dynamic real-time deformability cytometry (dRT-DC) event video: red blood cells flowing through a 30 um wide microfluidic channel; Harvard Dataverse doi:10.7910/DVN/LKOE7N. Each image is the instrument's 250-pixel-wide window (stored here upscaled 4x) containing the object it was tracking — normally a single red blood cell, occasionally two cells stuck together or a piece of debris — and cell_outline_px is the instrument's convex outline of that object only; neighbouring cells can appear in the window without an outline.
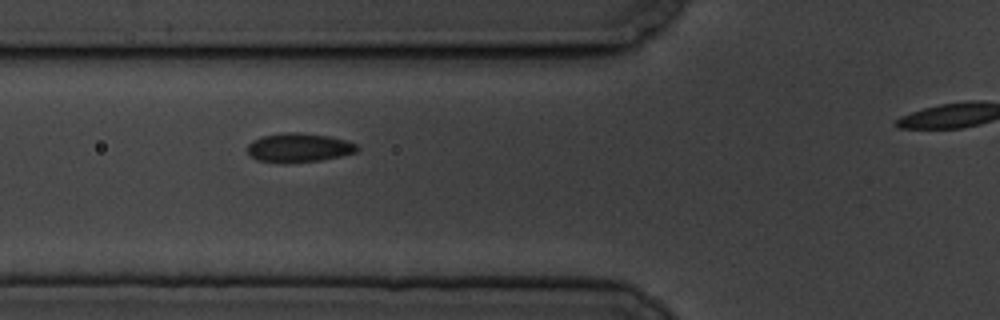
{"species": "common noctule bat (a hibernating species)", "species_latin": "Nyctalus noctula", "temperature_condition": "cold", "stored_images_in_passage": 7, "segment_of_instrument_passage": [1, 2], "camera_frame_rate_fps": 3000, "um_per_image_px": 0.085, "animal": {"sex": "male", "body_mass_g": 19.5, "forearm_length_mm": 54.6}, "frame": {"image": 1, "passage_image": 5, "time_ms": 5.333, "image_size_px": [1000, 320], "cell_outline_px": [[360, 148], [356, 152], [340, 156], [320, 160], [284, 164], [280, 164], [256, 160], [248, 152], [248, 144], [252, 140], [264, 136], [284, 132], [300, 132], [328, 136], [344, 140], [356, 144]], "centroid_in_image_um": [25.38, 12.56], "position_along_channel_um": 100.4, "area_um2": 18.67}}
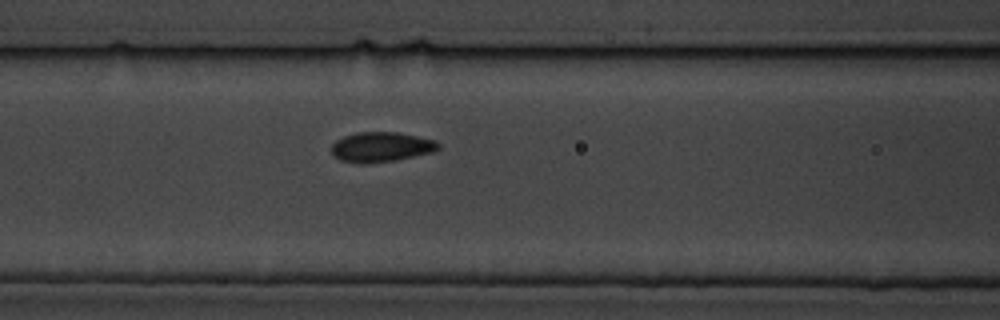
{"frame": {"image": 2, "passage_image": 6, "time_ms": 6.333, "image_size_px": [1000, 320], "cell_outline_px": [[440, 148], [436, 152], [396, 160], [368, 164], [360, 164], [340, 160], [332, 156], [332, 144], [336, 140], [344, 136], [356, 132], [396, 132], [436, 140], [440, 144]], "centroid_in_image_um": [32.41, 12.51], "position_along_channel_um": 134.2, "area_um2": 18.96}}